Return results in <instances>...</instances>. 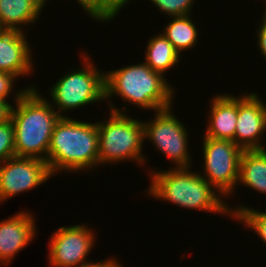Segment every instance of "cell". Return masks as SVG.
<instances>
[{"label": "cell", "mask_w": 266, "mask_h": 267, "mask_svg": "<svg viewBox=\"0 0 266 267\" xmlns=\"http://www.w3.org/2000/svg\"><path fill=\"white\" fill-rule=\"evenodd\" d=\"M121 67L104 70L105 101L109 111L126 113V107L120 109L112 101L117 96L141 111L156 112L173 106L176 91L161 73L144 62Z\"/></svg>", "instance_id": "6da1fadb"}, {"label": "cell", "mask_w": 266, "mask_h": 267, "mask_svg": "<svg viewBox=\"0 0 266 267\" xmlns=\"http://www.w3.org/2000/svg\"><path fill=\"white\" fill-rule=\"evenodd\" d=\"M169 169V170H168ZM156 170L150 168L148 198L168 201L184 209L216 213L218 215L231 214L225 197L221 195L199 172L193 168H168ZM223 198V199H222Z\"/></svg>", "instance_id": "7a4b0ae2"}, {"label": "cell", "mask_w": 266, "mask_h": 267, "mask_svg": "<svg viewBox=\"0 0 266 267\" xmlns=\"http://www.w3.org/2000/svg\"><path fill=\"white\" fill-rule=\"evenodd\" d=\"M98 144L97 122H82L69 115L61 117L55 124L47 153L51 174L97 171Z\"/></svg>", "instance_id": "3957f363"}, {"label": "cell", "mask_w": 266, "mask_h": 267, "mask_svg": "<svg viewBox=\"0 0 266 267\" xmlns=\"http://www.w3.org/2000/svg\"><path fill=\"white\" fill-rule=\"evenodd\" d=\"M38 89H27L12 107L15 156L47 162L51 135L61 116Z\"/></svg>", "instance_id": "277c9868"}, {"label": "cell", "mask_w": 266, "mask_h": 267, "mask_svg": "<svg viewBox=\"0 0 266 267\" xmlns=\"http://www.w3.org/2000/svg\"><path fill=\"white\" fill-rule=\"evenodd\" d=\"M108 116V119L97 121L99 167L124 161L145 167L148 158L143 151V120L131 117L128 113L112 111H109Z\"/></svg>", "instance_id": "5b68a950"}, {"label": "cell", "mask_w": 266, "mask_h": 267, "mask_svg": "<svg viewBox=\"0 0 266 267\" xmlns=\"http://www.w3.org/2000/svg\"><path fill=\"white\" fill-rule=\"evenodd\" d=\"M80 56L82 67H72L49 88L51 98L47 100L61 117L105 100L104 71L99 70L87 51H81Z\"/></svg>", "instance_id": "8992f818"}, {"label": "cell", "mask_w": 266, "mask_h": 267, "mask_svg": "<svg viewBox=\"0 0 266 267\" xmlns=\"http://www.w3.org/2000/svg\"><path fill=\"white\" fill-rule=\"evenodd\" d=\"M172 110L171 106L156 111L153 118L143 121L144 141H150L156 151L167 157L172 168H189L193 166L188 145L189 130Z\"/></svg>", "instance_id": "52a82bcc"}, {"label": "cell", "mask_w": 266, "mask_h": 267, "mask_svg": "<svg viewBox=\"0 0 266 267\" xmlns=\"http://www.w3.org/2000/svg\"><path fill=\"white\" fill-rule=\"evenodd\" d=\"M203 168L199 174L226 198L234 195L243 150L231 140L202 139ZM233 194V195H232Z\"/></svg>", "instance_id": "ba28073f"}, {"label": "cell", "mask_w": 266, "mask_h": 267, "mask_svg": "<svg viewBox=\"0 0 266 267\" xmlns=\"http://www.w3.org/2000/svg\"><path fill=\"white\" fill-rule=\"evenodd\" d=\"M88 226H62L51 234L47 255L50 267H79L91 262L87 257L98 238L96 231Z\"/></svg>", "instance_id": "9c48e42d"}, {"label": "cell", "mask_w": 266, "mask_h": 267, "mask_svg": "<svg viewBox=\"0 0 266 267\" xmlns=\"http://www.w3.org/2000/svg\"><path fill=\"white\" fill-rule=\"evenodd\" d=\"M52 177L48 163L42 159L11 157L0 164V203L38 188Z\"/></svg>", "instance_id": "30bf717a"}, {"label": "cell", "mask_w": 266, "mask_h": 267, "mask_svg": "<svg viewBox=\"0 0 266 267\" xmlns=\"http://www.w3.org/2000/svg\"><path fill=\"white\" fill-rule=\"evenodd\" d=\"M243 93L238 96L234 143L242 150L265 149L261 142L266 131V103L256 92Z\"/></svg>", "instance_id": "8fae6325"}, {"label": "cell", "mask_w": 266, "mask_h": 267, "mask_svg": "<svg viewBox=\"0 0 266 267\" xmlns=\"http://www.w3.org/2000/svg\"><path fill=\"white\" fill-rule=\"evenodd\" d=\"M34 214L20 210L0 220V266H8L15 256L35 239L37 233Z\"/></svg>", "instance_id": "7c38bea8"}, {"label": "cell", "mask_w": 266, "mask_h": 267, "mask_svg": "<svg viewBox=\"0 0 266 267\" xmlns=\"http://www.w3.org/2000/svg\"><path fill=\"white\" fill-rule=\"evenodd\" d=\"M27 32L4 30L0 34V71L25 78L35 71Z\"/></svg>", "instance_id": "4fadbf2b"}, {"label": "cell", "mask_w": 266, "mask_h": 267, "mask_svg": "<svg viewBox=\"0 0 266 267\" xmlns=\"http://www.w3.org/2000/svg\"><path fill=\"white\" fill-rule=\"evenodd\" d=\"M234 94L221 93L211 98L208 123L203 137L231 140L234 142L238 116V97Z\"/></svg>", "instance_id": "5bb4252c"}, {"label": "cell", "mask_w": 266, "mask_h": 267, "mask_svg": "<svg viewBox=\"0 0 266 267\" xmlns=\"http://www.w3.org/2000/svg\"><path fill=\"white\" fill-rule=\"evenodd\" d=\"M47 2L48 0H0L1 26L5 30L26 32L24 26L37 25Z\"/></svg>", "instance_id": "9a60e30c"}, {"label": "cell", "mask_w": 266, "mask_h": 267, "mask_svg": "<svg viewBox=\"0 0 266 267\" xmlns=\"http://www.w3.org/2000/svg\"><path fill=\"white\" fill-rule=\"evenodd\" d=\"M266 194V149L243 150L238 185Z\"/></svg>", "instance_id": "2e32d148"}, {"label": "cell", "mask_w": 266, "mask_h": 267, "mask_svg": "<svg viewBox=\"0 0 266 267\" xmlns=\"http://www.w3.org/2000/svg\"><path fill=\"white\" fill-rule=\"evenodd\" d=\"M144 50V63L153 71L161 73L164 77L181 62V55L174 49L163 33L159 32L148 39Z\"/></svg>", "instance_id": "e0dca14e"}, {"label": "cell", "mask_w": 266, "mask_h": 267, "mask_svg": "<svg viewBox=\"0 0 266 267\" xmlns=\"http://www.w3.org/2000/svg\"><path fill=\"white\" fill-rule=\"evenodd\" d=\"M170 22L161 31L174 49L181 55L193 50L198 43L199 30L192 20V15L168 17ZM172 18V19H171Z\"/></svg>", "instance_id": "ac0fdd59"}, {"label": "cell", "mask_w": 266, "mask_h": 267, "mask_svg": "<svg viewBox=\"0 0 266 267\" xmlns=\"http://www.w3.org/2000/svg\"><path fill=\"white\" fill-rule=\"evenodd\" d=\"M228 209L231 214V218L237 223L242 224L246 229L249 228L252 232L254 231L258 238L263 241L266 245V212L256 210L251 206L244 204H238L231 207L228 204Z\"/></svg>", "instance_id": "d6986e66"}, {"label": "cell", "mask_w": 266, "mask_h": 267, "mask_svg": "<svg viewBox=\"0 0 266 267\" xmlns=\"http://www.w3.org/2000/svg\"><path fill=\"white\" fill-rule=\"evenodd\" d=\"M150 2L166 17H176L191 15L196 0H150Z\"/></svg>", "instance_id": "ffe728a7"}, {"label": "cell", "mask_w": 266, "mask_h": 267, "mask_svg": "<svg viewBox=\"0 0 266 267\" xmlns=\"http://www.w3.org/2000/svg\"><path fill=\"white\" fill-rule=\"evenodd\" d=\"M15 156L14 127L11 118L0 123V164Z\"/></svg>", "instance_id": "44dd1931"}, {"label": "cell", "mask_w": 266, "mask_h": 267, "mask_svg": "<svg viewBox=\"0 0 266 267\" xmlns=\"http://www.w3.org/2000/svg\"><path fill=\"white\" fill-rule=\"evenodd\" d=\"M16 80H18V78L13 74L0 71V99L11 101V99L9 100L8 98H11L12 94L13 95L12 98L15 99L14 102L12 103H16L21 98V96L26 92L27 89L38 87L36 85L34 86V84L32 85L31 83L30 86L28 85V87L26 86L25 88H19L20 89L19 91L14 92L13 90L15 88L14 85H16L15 84Z\"/></svg>", "instance_id": "7402d4cb"}, {"label": "cell", "mask_w": 266, "mask_h": 267, "mask_svg": "<svg viewBox=\"0 0 266 267\" xmlns=\"http://www.w3.org/2000/svg\"><path fill=\"white\" fill-rule=\"evenodd\" d=\"M82 10L93 20L98 23H104V0H76Z\"/></svg>", "instance_id": "603a6c76"}, {"label": "cell", "mask_w": 266, "mask_h": 267, "mask_svg": "<svg viewBox=\"0 0 266 267\" xmlns=\"http://www.w3.org/2000/svg\"><path fill=\"white\" fill-rule=\"evenodd\" d=\"M133 0H104V23L111 22Z\"/></svg>", "instance_id": "cb8c5ba5"}, {"label": "cell", "mask_w": 266, "mask_h": 267, "mask_svg": "<svg viewBox=\"0 0 266 267\" xmlns=\"http://www.w3.org/2000/svg\"><path fill=\"white\" fill-rule=\"evenodd\" d=\"M260 19L259 26L256 29V39H257V46L256 48L259 49L262 57L266 60V18L263 16Z\"/></svg>", "instance_id": "d4e9b609"}, {"label": "cell", "mask_w": 266, "mask_h": 267, "mask_svg": "<svg viewBox=\"0 0 266 267\" xmlns=\"http://www.w3.org/2000/svg\"><path fill=\"white\" fill-rule=\"evenodd\" d=\"M116 257H107L103 260H101L100 262L99 261H96V262H88L86 264H83L79 267H123V265L121 264V262H119V260H117V258L115 259Z\"/></svg>", "instance_id": "484cf974"}, {"label": "cell", "mask_w": 266, "mask_h": 267, "mask_svg": "<svg viewBox=\"0 0 266 267\" xmlns=\"http://www.w3.org/2000/svg\"><path fill=\"white\" fill-rule=\"evenodd\" d=\"M13 105L7 101L0 99V123H4L11 118Z\"/></svg>", "instance_id": "4316f807"}, {"label": "cell", "mask_w": 266, "mask_h": 267, "mask_svg": "<svg viewBox=\"0 0 266 267\" xmlns=\"http://www.w3.org/2000/svg\"><path fill=\"white\" fill-rule=\"evenodd\" d=\"M263 3L266 4V0H262ZM265 8H266V5H265ZM264 8V12L261 14L264 18H266V9Z\"/></svg>", "instance_id": "83f0119b"}, {"label": "cell", "mask_w": 266, "mask_h": 267, "mask_svg": "<svg viewBox=\"0 0 266 267\" xmlns=\"http://www.w3.org/2000/svg\"><path fill=\"white\" fill-rule=\"evenodd\" d=\"M5 29L1 26V23H0V34L4 31Z\"/></svg>", "instance_id": "f1b7e54d"}]
</instances>
